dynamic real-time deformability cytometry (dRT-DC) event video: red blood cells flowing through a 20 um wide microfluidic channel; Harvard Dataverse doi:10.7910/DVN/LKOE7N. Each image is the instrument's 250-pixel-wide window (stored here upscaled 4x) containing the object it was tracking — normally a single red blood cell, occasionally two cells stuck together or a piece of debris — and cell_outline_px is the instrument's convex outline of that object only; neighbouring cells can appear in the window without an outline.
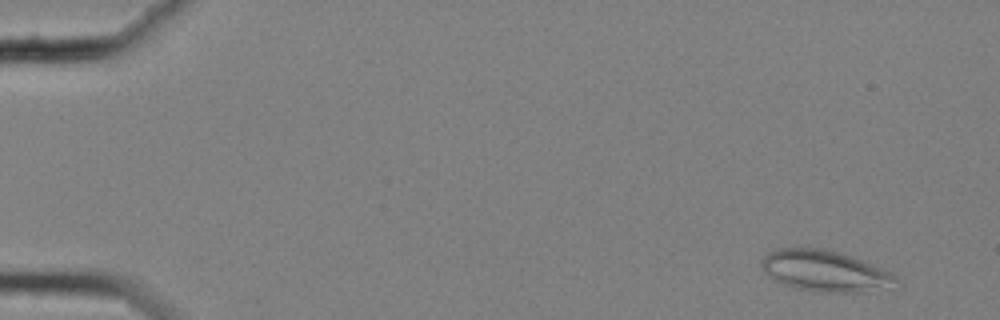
{"species": "common noctule bat (a hibernating species)", "species_latin": "Nyctalus noctula", "temperature_condition": "cold", "stored_images_in_passage": 58, "camera_frame_rate_fps": 3000, "um_per_image_px": 0.085, "animal": {"sex": "female", "body_mass_g": 25.1}, "frame": {"image": 1, "passage_image": 4, "time_ms": 1.0, "image_size_px": [1000, 320], "cell_outline_px": [[904, 284], [860, 292], [812, 292], [796, 288], [784, 284], [776, 280], [764, 272], [760, 264], [760, 260], [768, 252], [776, 248], [820, 248], [852, 256], [884, 268], [892, 272]], "centroid_in_image_um": [70.16, 23.03], "position_along_channel_um": 14.8, "area_um2": 32.48}}
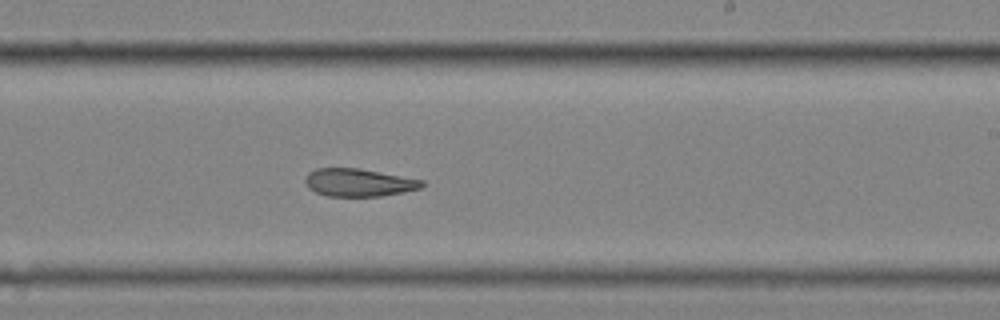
{"frame": {"image": 2, "passage_image": 36, "time_ms": 11.667, "image_size_px": [1000, 320], "cell_outline_px": [[428, 184], [420, 188], [404, 192], [380, 196], [328, 196], [316, 192], [308, 188], [304, 180], [308, 172], [316, 168], [356, 168], [424, 180]], "centroid_in_image_um": [30.49, 15.52], "position_along_channel_um": 258.5, "area_um2": 18.9}}
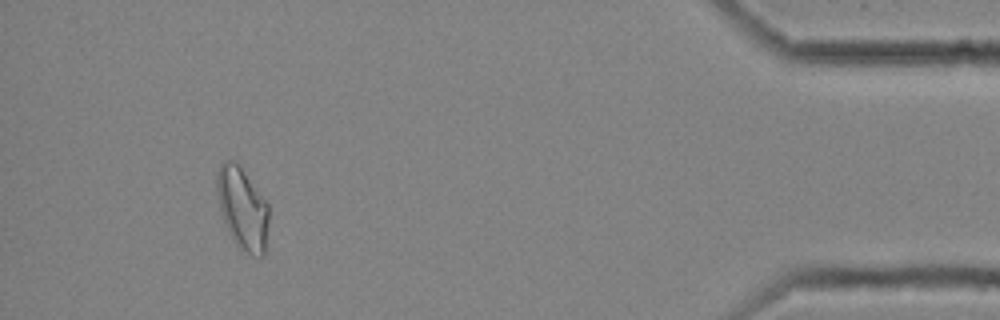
{"frame": {"image": 3, "passage_image": 54, "time_ms": 17.667, "image_size_px": [1000, 320], "cell_outline_px": [[268, 220], [264, 256], [252, 256], [240, 248], [236, 244], [228, 232], [220, 212], [216, 192], [216, 172], [220, 164], [224, 160], [236, 160], [240, 164], [268, 204]], "centroid_in_image_um": [20.58, 17.67], "position_along_channel_um": 414.6, "area_um2": 25.14}, "authors_computed_cell_mechanics": {"area_um2": 22.253, "velocity_mm_per_s": 3.525, "shape_relaxation_time_tau1_ms": null, "shape_relaxation_time_tau2_ms": 4.4401, "deformation_change_tau1": null, "deformation_change_tau2": 0.1331}}